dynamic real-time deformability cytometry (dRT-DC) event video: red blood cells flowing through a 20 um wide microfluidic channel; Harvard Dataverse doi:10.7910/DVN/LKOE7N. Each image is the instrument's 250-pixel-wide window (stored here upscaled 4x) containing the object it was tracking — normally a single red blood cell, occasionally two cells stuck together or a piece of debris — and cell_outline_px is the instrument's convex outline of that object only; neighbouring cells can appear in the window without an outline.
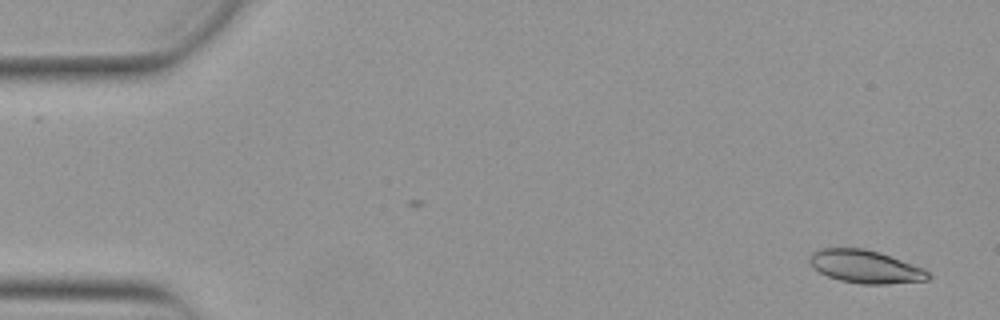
{"species": "Egyptian fruit bat (a non-hibernating species)", "species_latin": "Rousettus aegyptiacus", "temperature_condition": "warm", "stored_images_in_passage": 52, "camera_frame_rate_fps": 3000, "um_per_image_px": 0.085, "animal": {"sex": "female"}, "frame": {"image": 1, "passage_image": 2, "time_ms": 0.333, "image_size_px": [1000, 320], "cell_outline_px": [[932, 276], [928, 280], [888, 284], [860, 284], [840, 280], [828, 276], [812, 268], [808, 260], [808, 256], [812, 252], [820, 248], [864, 248], [880, 252], [924, 268]], "centroid_in_image_um": [73.54, 22.66], "position_along_channel_um": 11.5, "area_um2": 23.0}}
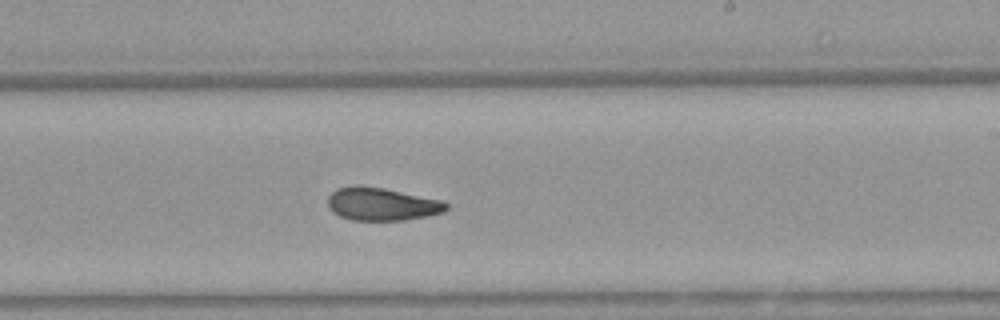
{"frame": {"image": 2, "passage_image": 31, "time_ms": 10.0, "image_size_px": [1000, 320], "cell_outline_px": [[448, 208], [444, 212], [428, 216], [404, 220], [352, 220], [340, 216], [328, 208], [328, 196], [336, 188], [384, 188], [444, 200], [448, 204]], "centroid_in_image_um": [32.52, 17.38], "position_along_channel_um": 256.5, "area_um2": 22.31}}
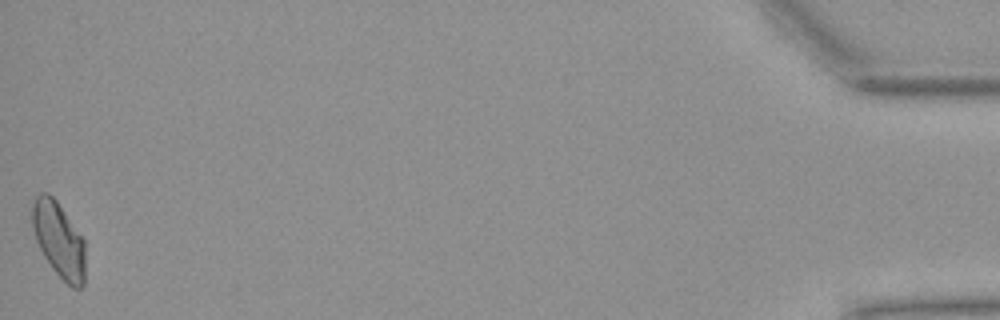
{"frame": {"image": 3, "passage_image": 52, "time_ms": 17.0, "image_size_px": [1000, 320], "cell_outline_px": [[84, 284], [80, 288], [72, 288], [52, 268], [44, 256], [36, 240], [32, 228], [32, 204], [36, 196], [40, 192], [48, 192], [56, 200], [84, 240]], "centroid_in_image_um": [4.98, 20.37], "position_along_channel_um": 430.2, "area_um2": 23.0}, "authors_computed_cell_mechanics": {"area_um2": 23.0044, "velocity_mm_per_s": 3.8839, "shape_relaxation_time_tau1_ms": null, "shape_relaxation_time_tau2_ms": 2.8152, "deformation_change_tau1": null, "deformation_change_tau2": 0.0947}}